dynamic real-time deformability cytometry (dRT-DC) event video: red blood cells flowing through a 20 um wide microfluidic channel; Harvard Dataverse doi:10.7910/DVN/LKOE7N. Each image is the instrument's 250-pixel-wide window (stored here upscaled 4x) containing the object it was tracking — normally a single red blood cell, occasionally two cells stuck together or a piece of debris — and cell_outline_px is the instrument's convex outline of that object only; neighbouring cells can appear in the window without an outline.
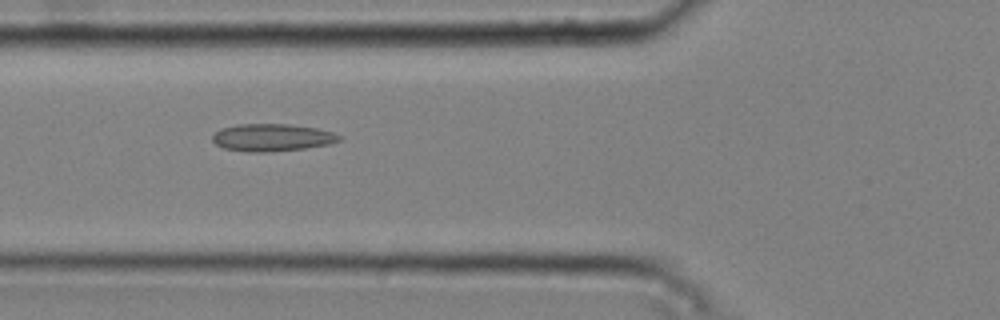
{"species": "common noctule bat (a hibernating species)", "species_latin": "Nyctalus noctula", "temperature_condition": "cold", "stored_images_in_passage": 47, "camera_frame_rate_fps": 3000, "um_per_image_px": 0.085, "animal": {"sex": "male", "body_mass_g": 20.4}, "frame": {"image": 1, "passage_image": 19, "time_ms": 6.0, "image_size_px": [1000, 320], "cell_outline_px": [[344, 136], [340, 140], [332, 144], [304, 148], [268, 152], [248, 152], [224, 148], [216, 144], [212, 140], [212, 136], [220, 128], [236, 124], [288, 124], [316, 128], [332, 132]], "centroid_in_image_um": [23.14, 11.69], "position_along_channel_um": 102.7, "area_um2": 20.35}}
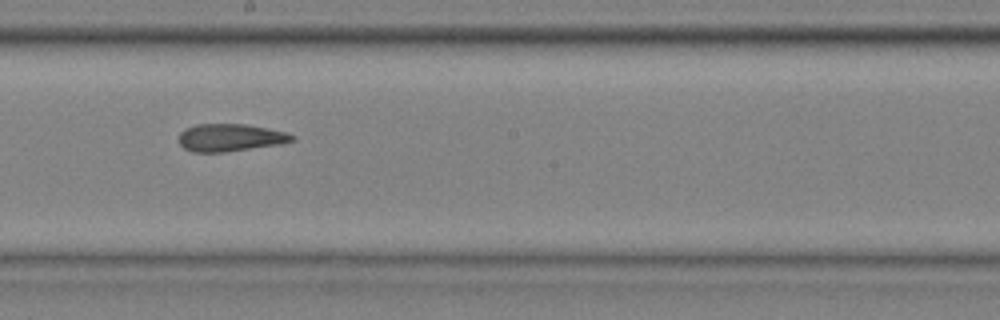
{"frame": {"image": 2, "passage_image": 29, "time_ms": 9.333, "image_size_px": [1000, 320], "cell_outline_px": [[296, 140], [280, 144], [224, 152], [192, 152], [184, 148], [180, 144], [180, 132], [184, 128], [196, 124], [244, 124], [268, 128], [288, 132], [296, 136]], "centroid_in_image_um": [19.59, 11.69], "position_along_channel_um": 228.6, "area_um2": 18.26}}
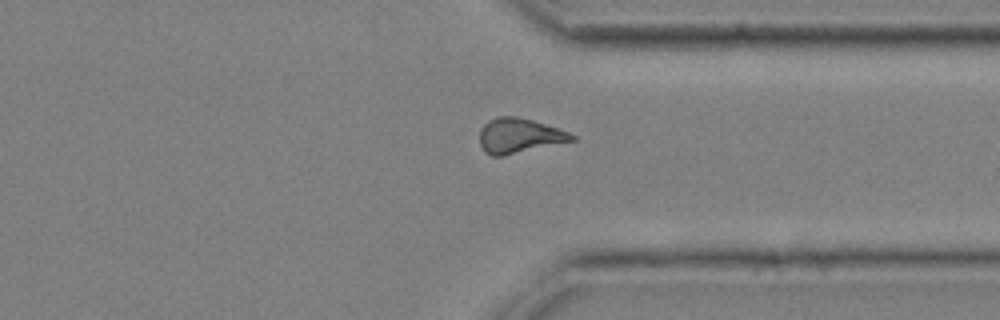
{"frame": {"image": 3, "passage_image": 40, "time_ms": 13.0, "image_size_px": [1000, 320], "cell_outline_px": [[576, 140], [504, 156], [492, 156], [484, 152], [480, 144], [480, 128], [488, 120], [496, 116], [520, 116], [568, 132], [576, 136]], "centroid_in_image_um": [44.1, 11.54], "position_along_channel_um": 367.3, "area_um2": 18.84}, "authors_computed_cell_mechanics": {"area_um2": 19.074, "velocity_mm_per_s": 3.7769, "shape_relaxation_time_tau1_ms": null, "shape_relaxation_time_tau2_ms": 2.3384, "deformation_change_tau1": null, "deformation_change_tau2": 0.1019}}